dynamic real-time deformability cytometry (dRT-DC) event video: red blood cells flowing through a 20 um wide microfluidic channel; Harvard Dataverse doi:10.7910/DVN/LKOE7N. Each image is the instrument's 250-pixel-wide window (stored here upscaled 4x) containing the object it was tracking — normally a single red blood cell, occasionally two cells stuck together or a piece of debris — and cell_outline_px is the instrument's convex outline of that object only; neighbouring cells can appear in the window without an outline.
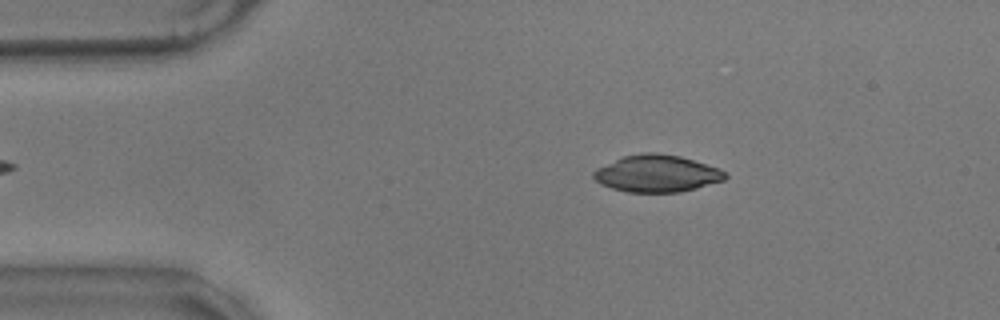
{"species": "common noctule bat (a hibernating species)", "species_latin": "Nyctalus noctula", "temperature_condition": "warm", "stored_images_in_passage": 46, "camera_frame_rate_fps": 3000, "um_per_image_px": 0.085, "animal": {"sex": "male", "body_mass_g": 17.9}, "frame": {"image": 1, "passage_image": 7, "time_ms": 2.0, "image_size_px": [1000, 320], "cell_outline_px": [[728, 176], [724, 180], [696, 188], [680, 192], [628, 192], [612, 188], [600, 184], [592, 176], [592, 172], [596, 168], [624, 156], [640, 152], [656, 152], [680, 156], [720, 168], [728, 172]], "centroid_in_image_um": [55.85, 14.74], "position_along_channel_um": 29.2, "area_um2": 28.55}}
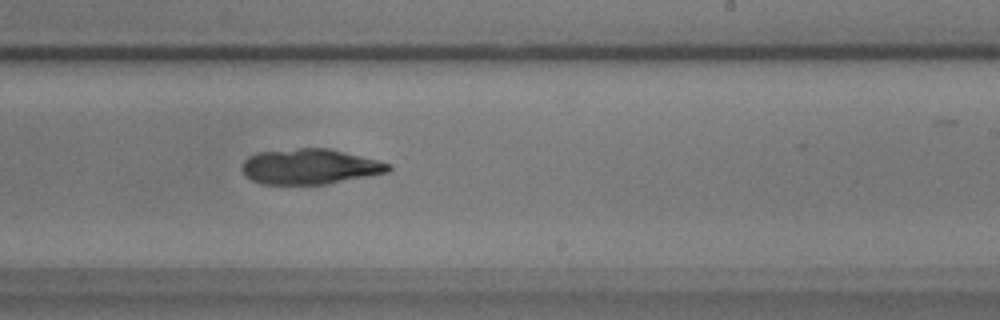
{"frame": {"image": 2, "passage_image": 31, "time_ms": 10.0, "image_size_px": [1000, 320], "cell_outline_px": [[392, 168], [388, 172], [328, 184], [260, 184], [244, 176], [240, 168], [244, 160], [248, 156], [256, 152], [300, 148], [328, 148], [392, 164]], "centroid_in_image_um": [26.28, 14.16], "position_along_channel_um": 262.7, "area_um2": 30.29}}
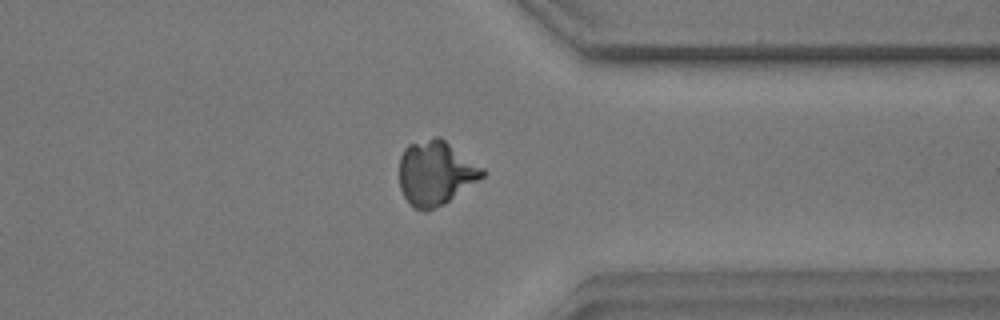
{"frame": {"image": 3, "passage_image": 41, "time_ms": 13.333, "image_size_px": [1000, 320], "cell_outline_px": [[484, 176], [444, 204], [428, 212], [424, 212], [412, 208], [404, 196], [400, 188], [400, 156], [404, 148], [408, 144], [436, 136], [440, 136], [484, 168]], "centroid_in_image_um": [37.01, 14.71], "position_along_channel_um": 374.4, "area_um2": 31.33}}